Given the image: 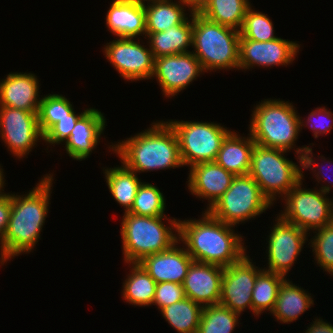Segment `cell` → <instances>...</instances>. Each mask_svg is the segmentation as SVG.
<instances>
[{
  "label": "cell",
  "mask_w": 333,
  "mask_h": 333,
  "mask_svg": "<svg viewBox=\"0 0 333 333\" xmlns=\"http://www.w3.org/2000/svg\"><path fill=\"white\" fill-rule=\"evenodd\" d=\"M236 132L232 130L223 140L215 162L235 176L248 175L255 142L250 133L243 137Z\"/></svg>",
  "instance_id": "603a6c76"
},
{
  "label": "cell",
  "mask_w": 333,
  "mask_h": 333,
  "mask_svg": "<svg viewBox=\"0 0 333 333\" xmlns=\"http://www.w3.org/2000/svg\"><path fill=\"white\" fill-rule=\"evenodd\" d=\"M204 73L199 60L188 52L154 58L152 79L156 78L164 97L172 99Z\"/></svg>",
  "instance_id": "9a60e30c"
},
{
  "label": "cell",
  "mask_w": 333,
  "mask_h": 333,
  "mask_svg": "<svg viewBox=\"0 0 333 333\" xmlns=\"http://www.w3.org/2000/svg\"><path fill=\"white\" fill-rule=\"evenodd\" d=\"M293 284L289 278H286L278 290V295L273 311L270 313L279 323L290 324L313 305L314 300L306 289Z\"/></svg>",
  "instance_id": "d4e9b609"
},
{
  "label": "cell",
  "mask_w": 333,
  "mask_h": 333,
  "mask_svg": "<svg viewBox=\"0 0 333 333\" xmlns=\"http://www.w3.org/2000/svg\"><path fill=\"white\" fill-rule=\"evenodd\" d=\"M182 0H164L144 4L146 33H158L181 24L190 15ZM188 14V15H187Z\"/></svg>",
  "instance_id": "484cf974"
},
{
  "label": "cell",
  "mask_w": 333,
  "mask_h": 333,
  "mask_svg": "<svg viewBox=\"0 0 333 333\" xmlns=\"http://www.w3.org/2000/svg\"><path fill=\"white\" fill-rule=\"evenodd\" d=\"M108 149L136 173L184 167L176 132L165 121L152 122L145 131L112 143Z\"/></svg>",
  "instance_id": "3957f363"
},
{
  "label": "cell",
  "mask_w": 333,
  "mask_h": 333,
  "mask_svg": "<svg viewBox=\"0 0 333 333\" xmlns=\"http://www.w3.org/2000/svg\"><path fill=\"white\" fill-rule=\"evenodd\" d=\"M224 267L192 261L182 283L185 295L201 306L219 304Z\"/></svg>",
  "instance_id": "e0dca14e"
},
{
  "label": "cell",
  "mask_w": 333,
  "mask_h": 333,
  "mask_svg": "<svg viewBox=\"0 0 333 333\" xmlns=\"http://www.w3.org/2000/svg\"><path fill=\"white\" fill-rule=\"evenodd\" d=\"M104 114L93 107L89 108L77 121L65 145L66 153L73 160L82 161L91 155L104 134L106 125Z\"/></svg>",
  "instance_id": "d6986e66"
},
{
  "label": "cell",
  "mask_w": 333,
  "mask_h": 333,
  "mask_svg": "<svg viewBox=\"0 0 333 333\" xmlns=\"http://www.w3.org/2000/svg\"><path fill=\"white\" fill-rule=\"evenodd\" d=\"M3 166L0 164V194L5 193L4 191V186H5V175H4V170L2 169Z\"/></svg>",
  "instance_id": "ee69618b"
},
{
  "label": "cell",
  "mask_w": 333,
  "mask_h": 333,
  "mask_svg": "<svg viewBox=\"0 0 333 333\" xmlns=\"http://www.w3.org/2000/svg\"><path fill=\"white\" fill-rule=\"evenodd\" d=\"M271 206L273 204L248 174L235 176L231 186L207 212L221 222L237 227L256 219Z\"/></svg>",
  "instance_id": "ba28073f"
},
{
  "label": "cell",
  "mask_w": 333,
  "mask_h": 333,
  "mask_svg": "<svg viewBox=\"0 0 333 333\" xmlns=\"http://www.w3.org/2000/svg\"><path fill=\"white\" fill-rule=\"evenodd\" d=\"M247 253L237 262L224 267L219 304L239 313L247 309L253 314L251 294L257 275L263 270Z\"/></svg>",
  "instance_id": "5bb4252c"
},
{
  "label": "cell",
  "mask_w": 333,
  "mask_h": 333,
  "mask_svg": "<svg viewBox=\"0 0 333 333\" xmlns=\"http://www.w3.org/2000/svg\"><path fill=\"white\" fill-rule=\"evenodd\" d=\"M176 132L184 166L215 161L223 140L231 129L219 123L203 121H167Z\"/></svg>",
  "instance_id": "9c48e42d"
},
{
  "label": "cell",
  "mask_w": 333,
  "mask_h": 333,
  "mask_svg": "<svg viewBox=\"0 0 333 333\" xmlns=\"http://www.w3.org/2000/svg\"><path fill=\"white\" fill-rule=\"evenodd\" d=\"M106 13V27L110 33L121 38L146 39L144 5L130 0H112Z\"/></svg>",
  "instance_id": "7402d4cb"
},
{
  "label": "cell",
  "mask_w": 333,
  "mask_h": 333,
  "mask_svg": "<svg viewBox=\"0 0 333 333\" xmlns=\"http://www.w3.org/2000/svg\"><path fill=\"white\" fill-rule=\"evenodd\" d=\"M300 46L281 37L267 42L239 39V70L288 66L296 59Z\"/></svg>",
  "instance_id": "2e32d148"
},
{
  "label": "cell",
  "mask_w": 333,
  "mask_h": 333,
  "mask_svg": "<svg viewBox=\"0 0 333 333\" xmlns=\"http://www.w3.org/2000/svg\"><path fill=\"white\" fill-rule=\"evenodd\" d=\"M130 1H134V2H136L138 4L144 5V4H146V2L147 3H151V2L164 1V0H130Z\"/></svg>",
  "instance_id": "f6af8a7d"
},
{
  "label": "cell",
  "mask_w": 333,
  "mask_h": 333,
  "mask_svg": "<svg viewBox=\"0 0 333 333\" xmlns=\"http://www.w3.org/2000/svg\"><path fill=\"white\" fill-rule=\"evenodd\" d=\"M267 236V267L263 269L268 272L278 273L287 278V274L299 260L304 244L308 242L310 233L305 232L296 225L287 222L279 215L275 217V223L270 227ZM307 241V242H306ZM297 259V260H296Z\"/></svg>",
  "instance_id": "8fae6325"
},
{
  "label": "cell",
  "mask_w": 333,
  "mask_h": 333,
  "mask_svg": "<svg viewBox=\"0 0 333 333\" xmlns=\"http://www.w3.org/2000/svg\"><path fill=\"white\" fill-rule=\"evenodd\" d=\"M287 152L256 143L252 150L249 175L272 204L303 179L302 163L289 160Z\"/></svg>",
  "instance_id": "52a82bcc"
},
{
  "label": "cell",
  "mask_w": 333,
  "mask_h": 333,
  "mask_svg": "<svg viewBox=\"0 0 333 333\" xmlns=\"http://www.w3.org/2000/svg\"><path fill=\"white\" fill-rule=\"evenodd\" d=\"M89 108H85L80 113H76L75 110H73L71 113L67 115V117H64L63 119H59V121L54 124L44 135H43V142H45L47 145H53L55 144L60 145L64 143L68 137L70 136L71 131L73 130V127L76 124V121L88 110Z\"/></svg>",
  "instance_id": "8d00e7d4"
},
{
  "label": "cell",
  "mask_w": 333,
  "mask_h": 333,
  "mask_svg": "<svg viewBox=\"0 0 333 333\" xmlns=\"http://www.w3.org/2000/svg\"><path fill=\"white\" fill-rule=\"evenodd\" d=\"M314 156H315V154L312 152L311 146H308L307 149L304 151L302 157H301L302 158V169L303 170L304 169L305 170L306 169L307 170H309V169L312 170L311 172H313V174H314L313 176L316 178L315 181H317V183H319V184H320V182L322 180L323 181L321 183H323V182H324V184H325V182H328V184L331 183V185L330 184L328 185L326 183L325 185L320 184L321 186H319L320 190H322L325 193L329 194L331 192L332 187H333V180L332 179H328L326 177L327 176L326 172H325L326 169L323 170L322 165H323V163H326V164L329 163V165L330 164L333 165V160L332 159L330 160V158L327 160V158H325L323 155L320 156V157H318V158L314 157ZM314 158H316V159H314ZM317 159H320L322 161L321 165H318L319 163H316ZM325 177H326V179H325Z\"/></svg>",
  "instance_id": "ab89813d"
},
{
  "label": "cell",
  "mask_w": 333,
  "mask_h": 333,
  "mask_svg": "<svg viewBox=\"0 0 333 333\" xmlns=\"http://www.w3.org/2000/svg\"><path fill=\"white\" fill-rule=\"evenodd\" d=\"M53 175H43L27 194L12 193L10 219L0 244V266L22 253L34 251L49 212Z\"/></svg>",
  "instance_id": "6da1fadb"
},
{
  "label": "cell",
  "mask_w": 333,
  "mask_h": 333,
  "mask_svg": "<svg viewBox=\"0 0 333 333\" xmlns=\"http://www.w3.org/2000/svg\"><path fill=\"white\" fill-rule=\"evenodd\" d=\"M331 224L333 225V204H332V216H331Z\"/></svg>",
  "instance_id": "bcb514c9"
},
{
  "label": "cell",
  "mask_w": 333,
  "mask_h": 333,
  "mask_svg": "<svg viewBox=\"0 0 333 333\" xmlns=\"http://www.w3.org/2000/svg\"><path fill=\"white\" fill-rule=\"evenodd\" d=\"M189 13H201L211 0H182Z\"/></svg>",
  "instance_id": "7bdbcfd3"
},
{
  "label": "cell",
  "mask_w": 333,
  "mask_h": 333,
  "mask_svg": "<svg viewBox=\"0 0 333 333\" xmlns=\"http://www.w3.org/2000/svg\"><path fill=\"white\" fill-rule=\"evenodd\" d=\"M164 220L169 226L164 224ZM120 235L124 263H138L148 255L169 249L178 241L179 219L124 212Z\"/></svg>",
  "instance_id": "5b68a950"
},
{
  "label": "cell",
  "mask_w": 333,
  "mask_h": 333,
  "mask_svg": "<svg viewBox=\"0 0 333 333\" xmlns=\"http://www.w3.org/2000/svg\"><path fill=\"white\" fill-rule=\"evenodd\" d=\"M308 245L312 248L315 263L320 269L333 276V225L328 224L312 231Z\"/></svg>",
  "instance_id": "d590c367"
},
{
  "label": "cell",
  "mask_w": 333,
  "mask_h": 333,
  "mask_svg": "<svg viewBox=\"0 0 333 333\" xmlns=\"http://www.w3.org/2000/svg\"><path fill=\"white\" fill-rule=\"evenodd\" d=\"M186 298L182 284L175 282L157 283L152 305H156L161 311L164 307Z\"/></svg>",
  "instance_id": "f35d334b"
},
{
  "label": "cell",
  "mask_w": 333,
  "mask_h": 333,
  "mask_svg": "<svg viewBox=\"0 0 333 333\" xmlns=\"http://www.w3.org/2000/svg\"><path fill=\"white\" fill-rule=\"evenodd\" d=\"M12 209V193L0 194V244L6 233Z\"/></svg>",
  "instance_id": "60d3db41"
},
{
  "label": "cell",
  "mask_w": 333,
  "mask_h": 333,
  "mask_svg": "<svg viewBox=\"0 0 333 333\" xmlns=\"http://www.w3.org/2000/svg\"><path fill=\"white\" fill-rule=\"evenodd\" d=\"M70 100L62 94H48L42 97L38 111V125L44 135L59 119L67 117L74 108Z\"/></svg>",
  "instance_id": "836d02e7"
},
{
  "label": "cell",
  "mask_w": 333,
  "mask_h": 333,
  "mask_svg": "<svg viewBox=\"0 0 333 333\" xmlns=\"http://www.w3.org/2000/svg\"><path fill=\"white\" fill-rule=\"evenodd\" d=\"M239 39L240 31L193 13L191 52L205 73L222 69L239 71Z\"/></svg>",
  "instance_id": "8992f818"
},
{
  "label": "cell",
  "mask_w": 333,
  "mask_h": 333,
  "mask_svg": "<svg viewBox=\"0 0 333 333\" xmlns=\"http://www.w3.org/2000/svg\"><path fill=\"white\" fill-rule=\"evenodd\" d=\"M251 5L250 0H211L200 14L212 22L240 31Z\"/></svg>",
  "instance_id": "f1b7e54d"
},
{
  "label": "cell",
  "mask_w": 333,
  "mask_h": 333,
  "mask_svg": "<svg viewBox=\"0 0 333 333\" xmlns=\"http://www.w3.org/2000/svg\"><path fill=\"white\" fill-rule=\"evenodd\" d=\"M305 333H333V325L317 316L307 330L305 329Z\"/></svg>",
  "instance_id": "b9f144b4"
},
{
  "label": "cell",
  "mask_w": 333,
  "mask_h": 333,
  "mask_svg": "<svg viewBox=\"0 0 333 333\" xmlns=\"http://www.w3.org/2000/svg\"><path fill=\"white\" fill-rule=\"evenodd\" d=\"M121 164V166L107 167L102 170L112 197L121 207H124L125 212H128L134 203L138 187L142 181L136 172L123 163Z\"/></svg>",
  "instance_id": "4316f807"
},
{
  "label": "cell",
  "mask_w": 333,
  "mask_h": 333,
  "mask_svg": "<svg viewBox=\"0 0 333 333\" xmlns=\"http://www.w3.org/2000/svg\"><path fill=\"white\" fill-rule=\"evenodd\" d=\"M0 79V106L38 112L42 100L39 79L33 73L10 72Z\"/></svg>",
  "instance_id": "44dd1931"
},
{
  "label": "cell",
  "mask_w": 333,
  "mask_h": 333,
  "mask_svg": "<svg viewBox=\"0 0 333 333\" xmlns=\"http://www.w3.org/2000/svg\"><path fill=\"white\" fill-rule=\"evenodd\" d=\"M0 137L14 157L25 158L38 142L43 141L38 112L0 106Z\"/></svg>",
  "instance_id": "4fadbf2b"
},
{
  "label": "cell",
  "mask_w": 333,
  "mask_h": 333,
  "mask_svg": "<svg viewBox=\"0 0 333 333\" xmlns=\"http://www.w3.org/2000/svg\"><path fill=\"white\" fill-rule=\"evenodd\" d=\"M272 19L267 14L248 8L240 30V39H250L259 42L272 41L279 38L275 36Z\"/></svg>",
  "instance_id": "e575fe53"
},
{
  "label": "cell",
  "mask_w": 333,
  "mask_h": 333,
  "mask_svg": "<svg viewBox=\"0 0 333 333\" xmlns=\"http://www.w3.org/2000/svg\"><path fill=\"white\" fill-rule=\"evenodd\" d=\"M140 40L142 39L117 37L107 42L102 49L108 62L126 81L150 80L153 76L152 51L150 47L142 45L145 43Z\"/></svg>",
  "instance_id": "7c38bea8"
},
{
  "label": "cell",
  "mask_w": 333,
  "mask_h": 333,
  "mask_svg": "<svg viewBox=\"0 0 333 333\" xmlns=\"http://www.w3.org/2000/svg\"><path fill=\"white\" fill-rule=\"evenodd\" d=\"M165 207L166 199L162 191L157 186L143 181L128 213L150 217L167 216L164 212Z\"/></svg>",
  "instance_id": "d6a6232c"
},
{
  "label": "cell",
  "mask_w": 333,
  "mask_h": 333,
  "mask_svg": "<svg viewBox=\"0 0 333 333\" xmlns=\"http://www.w3.org/2000/svg\"><path fill=\"white\" fill-rule=\"evenodd\" d=\"M285 279L286 277L281 274L264 269L257 275L251 294L253 315L256 318L264 312L269 311V314L273 311L279 287Z\"/></svg>",
  "instance_id": "4dcf8cb0"
},
{
  "label": "cell",
  "mask_w": 333,
  "mask_h": 333,
  "mask_svg": "<svg viewBox=\"0 0 333 333\" xmlns=\"http://www.w3.org/2000/svg\"><path fill=\"white\" fill-rule=\"evenodd\" d=\"M192 261L193 258L178 240L169 249L148 255L138 263L156 283L175 282L182 284Z\"/></svg>",
  "instance_id": "ffe728a7"
},
{
  "label": "cell",
  "mask_w": 333,
  "mask_h": 333,
  "mask_svg": "<svg viewBox=\"0 0 333 333\" xmlns=\"http://www.w3.org/2000/svg\"><path fill=\"white\" fill-rule=\"evenodd\" d=\"M200 219H179L178 240L193 261L229 266L240 260L247 251L241 234L235 227L221 222L207 211Z\"/></svg>",
  "instance_id": "7a4b0ae2"
},
{
  "label": "cell",
  "mask_w": 333,
  "mask_h": 333,
  "mask_svg": "<svg viewBox=\"0 0 333 333\" xmlns=\"http://www.w3.org/2000/svg\"><path fill=\"white\" fill-rule=\"evenodd\" d=\"M304 126L312 130L315 139L321 135L330 133L333 128V113L325 106L317 107L310 112L307 118L303 119L300 116V130Z\"/></svg>",
  "instance_id": "74e56055"
},
{
  "label": "cell",
  "mask_w": 333,
  "mask_h": 333,
  "mask_svg": "<svg viewBox=\"0 0 333 333\" xmlns=\"http://www.w3.org/2000/svg\"><path fill=\"white\" fill-rule=\"evenodd\" d=\"M189 18L187 17L181 24L169 27L165 31L146 33V39L148 38L146 45L150 47L154 58L191 52L187 49L192 47V13Z\"/></svg>",
  "instance_id": "cb8c5ba5"
},
{
  "label": "cell",
  "mask_w": 333,
  "mask_h": 333,
  "mask_svg": "<svg viewBox=\"0 0 333 333\" xmlns=\"http://www.w3.org/2000/svg\"><path fill=\"white\" fill-rule=\"evenodd\" d=\"M240 314L221 305L204 306L197 333H233L239 326Z\"/></svg>",
  "instance_id": "1f68e13d"
},
{
  "label": "cell",
  "mask_w": 333,
  "mask_h": 333,
  "mask_svg": "<svg viewBox=\"0 0 333 333\" xmlns=\"http://www.w3.org/2000/svg\"><path fill=\"white\" fill-rule=\"evenodd\" d=\"M251 116L248 132L256 144L288 152L294 148L297 163H302L301 157L308 146L295 149L301 132L295 105L280 98L264 99L254 106Z\"/></svg>",
  "instance_id": "277c9868"
},
{
  "label": "cell",
  "mask_w": 333,
  "mask_h": 333,
  "mask_svg": "<svg viewBox=\"0 0 333 333\" xmlns=\"http://www.w3.org/2000/svg\"><path fill=\"white\" fill-rule=\"evenodd\" d=\"M301 179L281 200L284 208L278 214L282 219L305 232L331 224L333 197L316 188H304ZM303 186V187H302Z\"/></svg>",
  "instance_id": "30bf717a"
},
{
  "label": "cell",
  "mask_w": 333,
  "mask_h": 333,
  "mask_svg": "<svg viewBox=\"0 0 333 333\" xmlns=\"http://www.w3.org/2000/svg\"><path fill=\"white\" fill-rule=\"evenodd\" d=\"M128 267L131 271L122 283L123 300L135 307L151 306L157 283L139 263H129Z\"/></svg>",
  "instance_id": "83f0119b"
},
{
  "label": "cell",
  "mask_w": 333,
  "mask_h": 333,
  "mask_svg": "<svg viewBox=\"0 0 333 333\" xmlns=\"http://www.w3.org/2000/svg\"><path fill=\"white\" fill-rule=\"evenodd\" d=\"M187 187L196 198L208 200L207 209L227 191L235 175L226 171L215 161L204 162L189 168Z\"/></svg>",
  "instance_id": "ac0fdd59"
},
{
  "label": "cell",
  "mask_w": 333,
  "mask_h": 333,
  "mask_svg": "<svg viewBox=\"0 0 333 333\" xmlns=\"http://www.w3.org/2000/svg\"><path fill=\"white\" fill-rule=\"evenodd\" d=\"M202 310L203 306L186 297L160 312L178 333H197Z\"/></svg>",
  "instance_id": "f546056e"
}]
</instances>
